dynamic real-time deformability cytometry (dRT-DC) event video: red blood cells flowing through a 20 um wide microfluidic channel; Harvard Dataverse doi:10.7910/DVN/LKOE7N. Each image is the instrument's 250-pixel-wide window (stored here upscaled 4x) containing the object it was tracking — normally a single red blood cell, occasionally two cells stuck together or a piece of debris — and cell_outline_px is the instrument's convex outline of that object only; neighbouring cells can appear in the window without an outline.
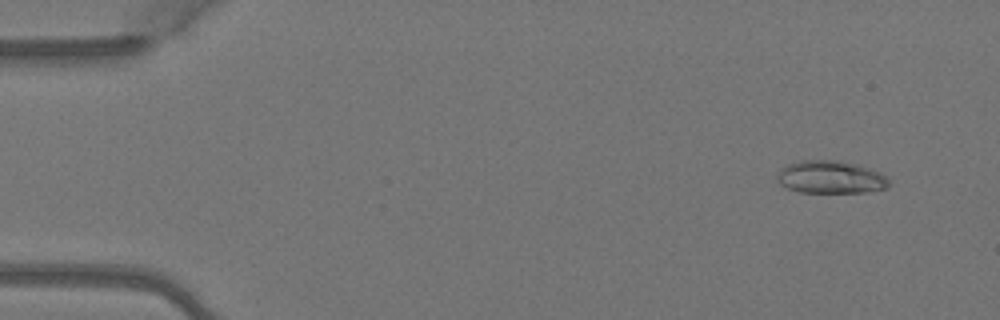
{"species": "Egyptian fruit bat (a non-hibernating species)", "species_latin": "Rousettus aegyptiacus", "temperature_condition": "warm", "stored_images_in_passage": 5, "camera_frame_rate_fps": 3000, "um_per_image_px": 0.085, "animal": {"sex": "female"}, "frame": {"image": 1, "passage_image": 1, "time_ms": 0.0, "image_size_px": [1000, 320], "cell_outline_px": [[888, 188], [868, 192], [800, 192], [788, 188], [780, 184], [776, 180], [776, 176], [780, 168], [788, 164], [804, 160], [836, 160], [856, 164], [880, 172], [888, 180]], "centroid_in_image_um": [70.57, 15.06], "position_along_channel_um": 14.4, "area_um2": 21.27}}